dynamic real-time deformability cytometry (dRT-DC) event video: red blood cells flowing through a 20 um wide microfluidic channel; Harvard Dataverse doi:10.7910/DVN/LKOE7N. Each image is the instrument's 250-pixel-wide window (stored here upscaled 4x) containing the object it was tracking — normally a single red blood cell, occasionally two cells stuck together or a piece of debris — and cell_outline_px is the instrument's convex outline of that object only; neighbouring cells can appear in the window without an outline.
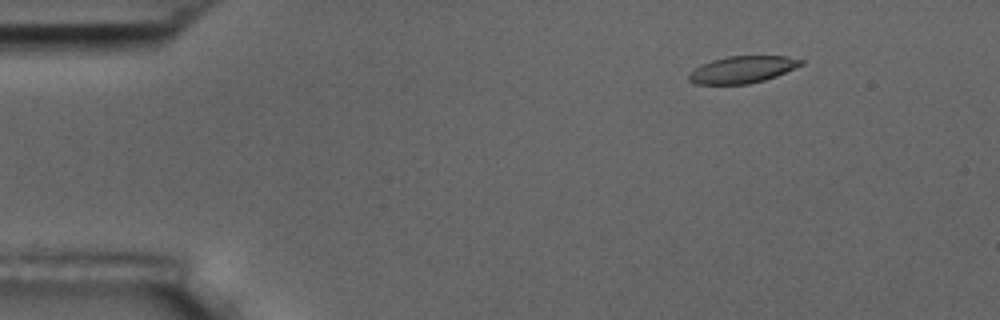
{"species": "common noctule bat (a hibernating species)", "species_latin": "Nyctalus noctula", "temperature_condition": "room temperature", "stored_images_in_passage": 5, "camera_frame_rate_fps": 3000, "um_per_image_px": 0.085, "animal": {"sex": "male", "body_mass_g": 17.5, "forearm_length_mm": 52.3}, "frame": {"image": 1, "passage_image": 1, "time_ms": 0.0, "image_size_px": [1000, 320], "cell_outline_px": [[804, 64], [776, 76], [764, 80], [748, 84], [696, 84], [688, 80], [688, 76], [700, 64], [712, 60], [728, 56], [788, 56], [804, 60]], "centroid_in_image_um": [63.12, 5.91], "position_along_channel_um": 21.9, "area_um2": 17.57}}
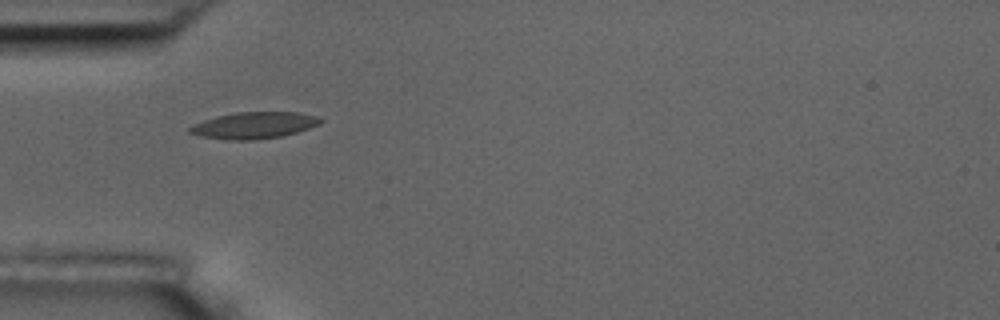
{"frame": {"image": 2, "passage_image": 4, "time_ms": 3.333, "image_size_px": [1000, 320], "cell_outline_px": [[324, 120], [320, 124], [296, 132], [280, 136], [252, 140], [228, 140], [200, 136], [188, 132], [188, 128], [204, 120], [216, 116], [236, 112], [300, 112], [316, 116]], "centroid_in_image_um": [21.59, 10.64], "position_along_channel_um": 63.4, "area_um2": 20.11}}